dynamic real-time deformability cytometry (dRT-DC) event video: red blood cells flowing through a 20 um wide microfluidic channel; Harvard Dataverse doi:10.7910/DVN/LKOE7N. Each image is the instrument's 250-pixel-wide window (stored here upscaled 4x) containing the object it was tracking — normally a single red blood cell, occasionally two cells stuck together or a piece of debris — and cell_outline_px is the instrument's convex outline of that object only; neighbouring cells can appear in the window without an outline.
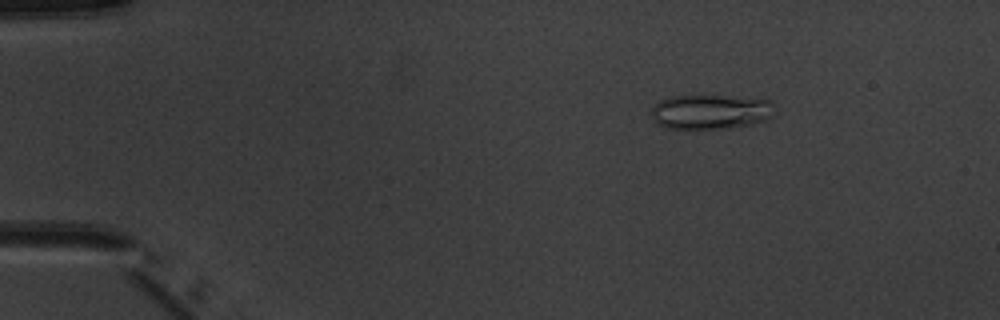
{"species": "common noctule bat (a hibernating species)", "species_latin": "Nyctalus noctula", "temperature_condition": "warm", "stored_images_in_passage": 4, "camera_frame_rate_fps": 3000, "um_per_image_px": 0.085, "animal": {"sex": "male", "body_mass_g": 20.1, "forearm_length_mm": 53.5}, "frame": {"image": 1, "passage_image": 1, "time_ms": 0.0, "image_size_px": [1000, 320], "cell_outline_px": [[772, 116], [764, 120], [732, 128], [696, 132], [668, 128], [656, 124], [652, 116], [652, 108], [660, 100], [672, 96], [728, 96], [768, 100], [772, 104]], "centroid_in_image_um": [60.32, 9.56], "position_along_channel_um": 24.7, "area_um2": 25.37}}
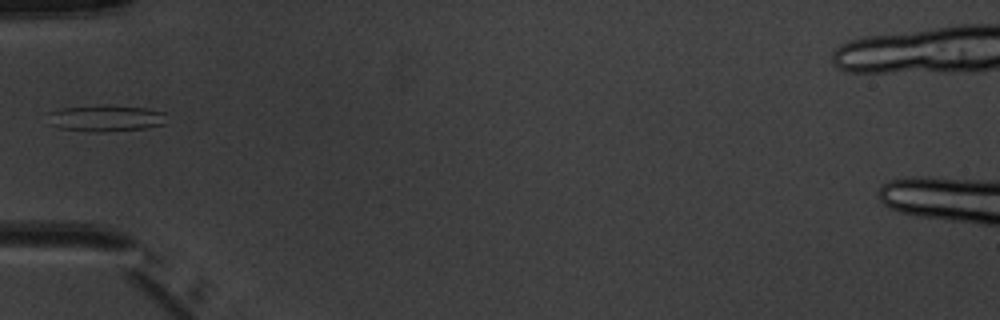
{"frame": {"image": 2, "passage_image": 4, "time_ms": 3.333, "image_size_px": [1000, 320], "cell_outline_px": [[164, 124], [144, 128], [104, 132], [96, 132], [60, 128], [48, 124], [48, 112], [60, 108], [96, 104], [108, 104], [144, 108], [164, 112]], "centroid_in_image_um": [8.91, 10.03], "position_along_channel_um": 76.1, "area_um2": 18.55}}